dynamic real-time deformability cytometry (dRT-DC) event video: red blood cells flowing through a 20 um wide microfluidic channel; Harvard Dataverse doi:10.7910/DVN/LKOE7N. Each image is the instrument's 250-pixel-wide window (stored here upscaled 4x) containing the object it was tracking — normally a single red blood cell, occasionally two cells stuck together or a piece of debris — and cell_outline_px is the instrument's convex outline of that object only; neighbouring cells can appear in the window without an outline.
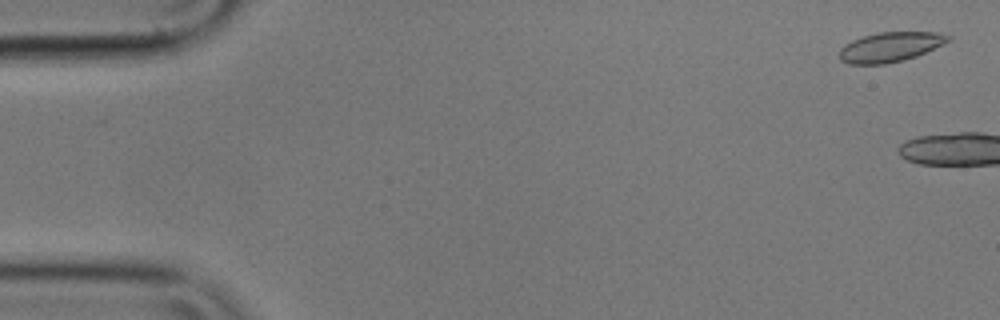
{"species": "common noctule bat (a hibernating species)", "species_latin": "Nyctalus noctula", "temperature_condition": "cold", "stored_images_in_passage": 6, "camera_frame_rate_fps": 3000, "um_per_image_px": 0.085, "animal": {"sex": "male", "body_mass_g": 17.9}, "frame": {"image": 1, "passage_image": 1, "time_ms": 0.0, "image_size_px": [1000, 320], "cell_outline_px": [[952, 40], [916, 56], [904, 60], [884, 64], [848, 64], [840, 60], [840, 48], [844, 44], [852, 40], [876, 32], [940, 32], [952, 36]], "centroid_in_image_um": [75.68, 3.98], "position_along_channel_um": 9.3, "area_um2": 18.96}}